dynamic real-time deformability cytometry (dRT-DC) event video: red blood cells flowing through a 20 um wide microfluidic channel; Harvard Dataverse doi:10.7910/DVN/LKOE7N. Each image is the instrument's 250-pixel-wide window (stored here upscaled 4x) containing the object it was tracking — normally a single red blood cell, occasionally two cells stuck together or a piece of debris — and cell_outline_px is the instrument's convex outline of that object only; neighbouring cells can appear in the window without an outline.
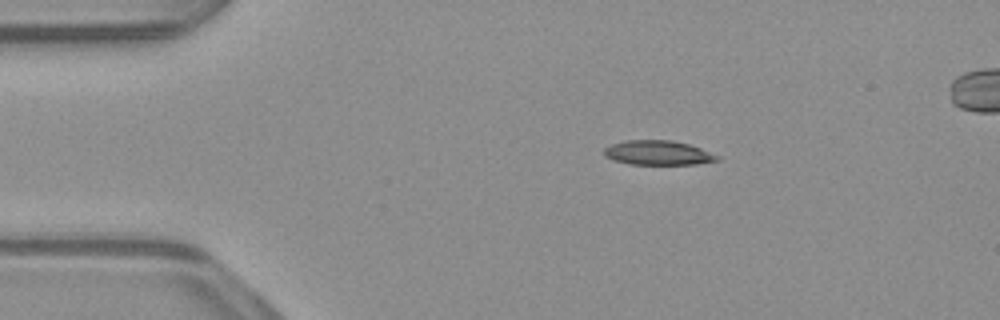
{"species": "common noctule bat (a hibernating species)", "species_latin": "Nyctalus noctula", "temperature_condition": "warm", "stored_images_in_passage": 43, "camera_frame_rate_fps": 3000, "um_per_image_px": 0.085, "animal": {"sex": "male", "body_mass_g": 23.1, "forearm_length_mm": 52.7}, "frame": {"image": 1, "passage_image": 1, "time_ms": 0.0, "image_size_px": [1000, 320], "cell_outline_px": [[720, 160], [696, 164], [628, 164], [612, 160], [604, 156], [604, 148], [612, 144], [628, 140], [672, 140], [688, 144], [700, 148], [720, 156]], "centroid_in_image_um": [55.92, 12.99], "position_along_channel_um": 29.1, "area_um2": 16.13}}
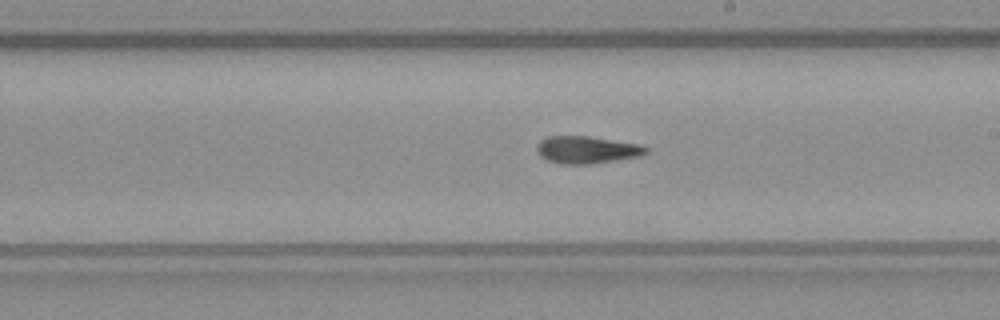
{"frame": {"image": 2, "passage_image": 21, "time_ms": 6.667, "image_size_px": [1000, 320], "cell_outline_px": [[648, 152], [640, 156], [592, 164], [560, 164], [548, 160], [540, 156], [536, 148], [540, 140], [548, 136], [588, 136], [640, 144], [648, 148]], "centroid_in_image_um": [49.88, 12.73], "position_along_channel_um": 239.1, "area_um2": 17.4}}
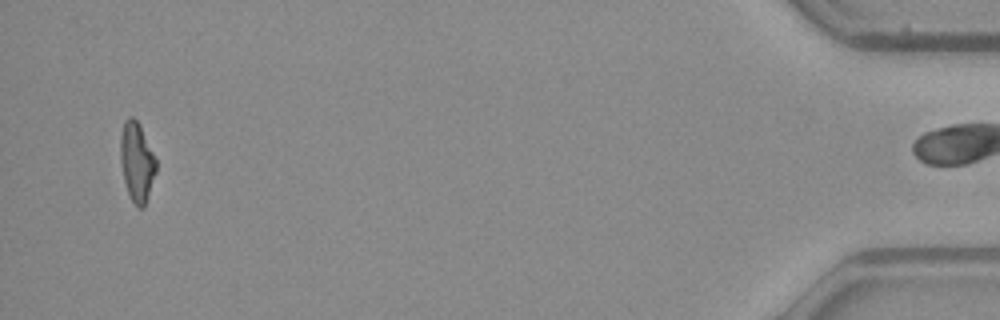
{"frame": {"image": 3, "passage_image": 42, "time_ms": 13.667, "image_size_px": [1000, 320], "cell_outline_px": [[156, 172], [144, 208], [136, 208], [128, 192], [124, 180], [120, 160], [120, 136], [124, 120], [128, 116], [132, 116], [140, 124], [156, 160]], "centroid_in_image_um": [11.62, 13.75], "position_along_channel_um": 423.6, "area_um2": 16.53}, "authors_computed_cell_mechanics": {"area_um2": 17.1088, "velocity_mm_per_s": 3.9449, "shape_relaxation_time_tau1_ms": null, "shape_relaxation_time_tau2_ms": 8.922, "deformation_change_tau1": null, "deformation_change_tau2": 0.215}}